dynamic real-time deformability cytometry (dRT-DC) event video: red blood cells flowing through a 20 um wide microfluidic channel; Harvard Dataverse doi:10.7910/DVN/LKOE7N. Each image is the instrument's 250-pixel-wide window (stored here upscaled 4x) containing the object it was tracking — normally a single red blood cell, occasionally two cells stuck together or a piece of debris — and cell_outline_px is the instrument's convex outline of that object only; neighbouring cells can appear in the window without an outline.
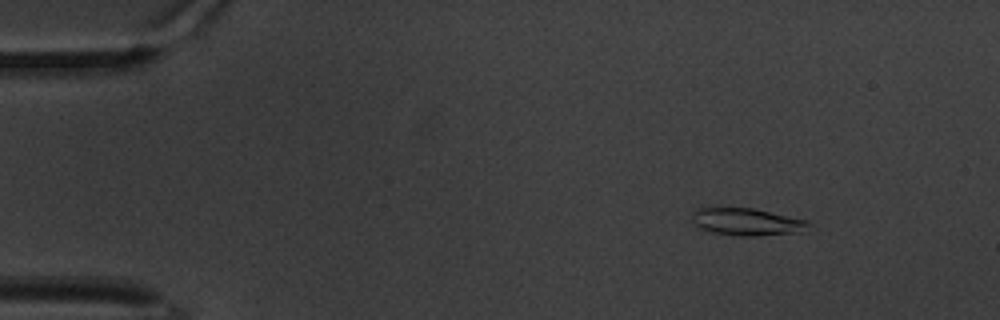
{"species": "common noctule bat (a hibernating species)", "species_latin": "Nyctalus noctula", "temperature_condition": "warm", "stored_images_in_passage": 58, "camera_frame_rate_fps": 3000, "um_per_image_px": 0.085, "animal": {"sex": "male", "body_mass_g": 20.1, "forearm_length_mm": 53.5}, "frame": {"image": 1, "passage_image": 4, "time_ms": 1.0, "image_size_px": [1000, 320], "cell_outline_px": [[812, 224], [800, 232], [756, 236], [736, 236], [712, 232], [700, 228], [692, 224], [692, 212], [696, 208], [752, 208], [808, 220]], "centroid_in_image_um": [63.45, 18.86], "position_along_channel_um": 21.5, "area_um2": 18.61}}
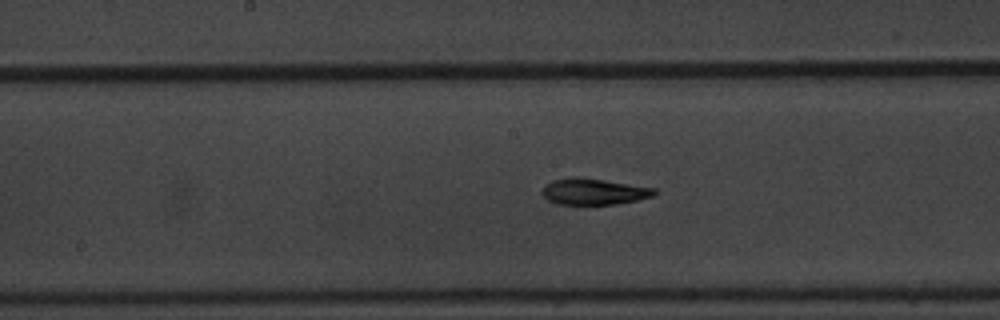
{"frame": {"image": 2, "passage_image": 28, "time_ms": 9.0, "image_size_px": [1000, 320], "cell_outline_px": [[660, 192], [652, 196], [636, 200], [616, 204], [556, 204], [548, 200], [540, 192], [544, 184], [552, 180], [572, 176], [576, 176], [604, 180], [656, 188]], "centroid_in_image_um": [50.44, 16.27], "position_along_channel_um": 197.8, "area_um2": 17.34}}
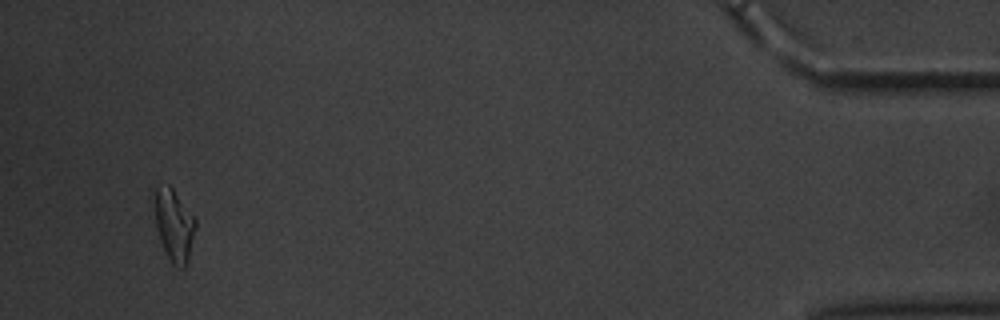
{"frame": {"image": 3, "passage_image": 55, "time_ms": 18.0, "image_size_px": [1000, 320], "cell_outline_px": [[196, 228], [188, 260], [184, 268], [176, 268], [172, 264], [164, 252], [156, 228], [148, 196], [156, 184], [168, 184], [172, 188], [196, 216]], "centroid_in_image_um": [14.71, 19.02], "position_along_channel_um": 420.5, "area_um2": 18.61}, "authors_computed_cell_mechanics": {"area_um2": 17.4845, "velocity_mm_per_s": 3.2935, "shape_relaxation_time_tau1_ms": 5.4065, "shape_relaxation_time_tau2_ms": 3.7755, "deformation_change_tau1": 0.181, "deformation_change_tau2": 0.1027}}